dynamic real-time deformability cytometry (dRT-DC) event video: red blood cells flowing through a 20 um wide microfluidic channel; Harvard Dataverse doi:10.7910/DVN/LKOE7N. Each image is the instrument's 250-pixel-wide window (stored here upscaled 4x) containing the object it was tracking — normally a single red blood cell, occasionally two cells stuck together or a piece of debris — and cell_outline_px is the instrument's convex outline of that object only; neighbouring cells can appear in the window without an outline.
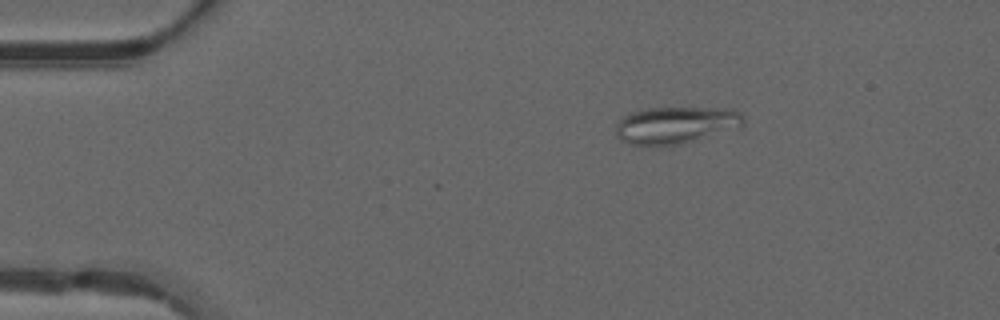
{"species": "common noctule bat (a hibernating species)", "species_latin": "Nyctalus noctula", "temperature_condition": "warm", "stored_images_in_passage": 42, "camera_frame_rate_fps": 3000, "um_per_image_px": 0.085, "animal": {"sex": "male", "forearm_length_mm": 52.5}, "frame": {"image": 1, "passage_image": 2, "time_ms": 0.333, "image_size_px": [1000, 320], "cell_outline_px": [[744, 124], [680, 144], [632, 144], [620, 140], [616, 136], [616, 124], [620, 116], [644, 108], [732, 108], [740, 112], [744, 116]], "centroid_in_image_um": [57.37, 10.59], "position_along_channel_um": 27.6, "area_um2": 26.99}}
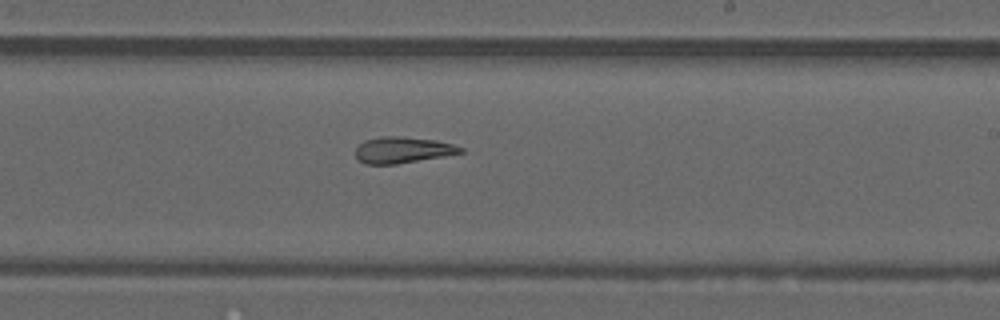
{"frame": {"image": 2, "passage_image": 23, "time_ms": 7.333, "image_size_px": [1000, 320], "cell_outline_px": [[464, 152], [444, 156], [396, 164], [364, 164], [356, 156], [356, 148], [364, 140], [380, 136], [404, 136], [436, 140], [452, 144], [464, 148]], "centroid_in_image_um": [34.23, 12.74], "position_along_channel_um": 254.8, "area_um2": 16.07}}
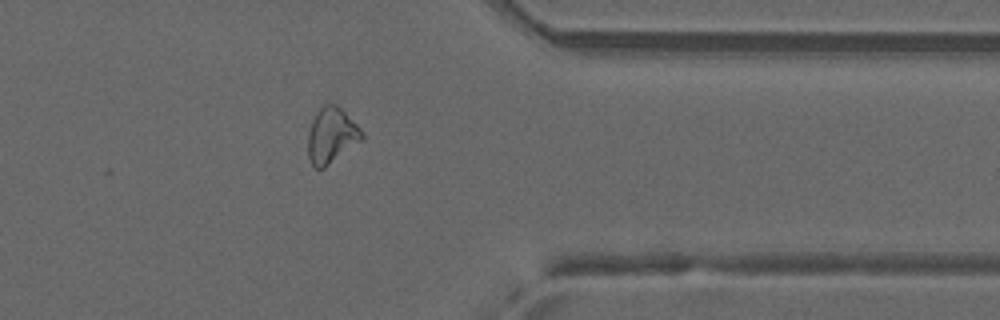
{"frame": {"image": 3, "passage_image": 33, "time_ms": 10.667, "image_size_px": [1000, 320], "cell_outline_px": [[364, 136], [360, 140], [324, 168], [316, 168], [312, 164], [308, 156], [308, 132], [312, 120], [316, 112], [324, 104], [336, 104], [364, 132]], "centroid_in_image_um": [28.14, 11.5], "position_along_channel_um": 383.3, "area_um2": 17.05}, "authors_computed_cell_mechanics": {"area_um2": 17.8024, "velocity_mm_per_s": 4.1735, "shape_relaxation_time_tau1_ms": null, "shape_relaxation_time_tau2_ms": 6.1516, "deformation_change_tau1": null, "deformation_change_tau2": 0.1489}}